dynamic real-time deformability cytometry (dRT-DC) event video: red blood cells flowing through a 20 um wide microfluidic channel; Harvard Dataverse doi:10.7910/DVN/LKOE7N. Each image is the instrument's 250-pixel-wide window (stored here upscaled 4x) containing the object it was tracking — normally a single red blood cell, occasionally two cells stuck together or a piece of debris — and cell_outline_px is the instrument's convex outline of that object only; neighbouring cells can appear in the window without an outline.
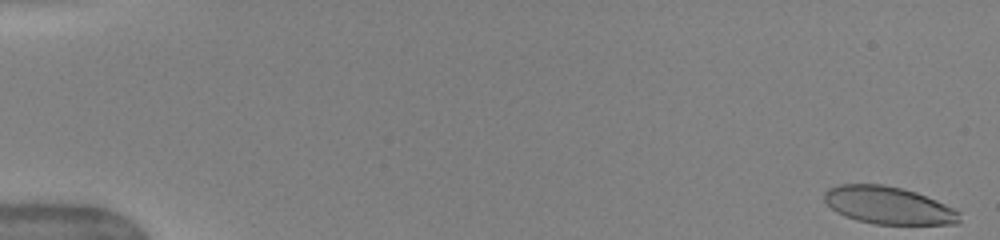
{"species": "human", "species_latin": "Homo sapiens", "temperature_condition": "warm", "stored_images_in_passage": 50, "camera_frame_rate_fps": 3000, "um_per_image_px": 0.085, "donor": {"sex": "female"}, "frame": {"image": 1, "passage_image": 1, "time_ms": 0.0, "image_size_px": [1000, 240], "cell_outline_px": [[960, 220], [956, 224], [876, 224], [856, 220], [844, 216], [836, 212], [824, 200], [824, 192], [828, 188], [840, 184], [884, 184], [916, 192], [936, 200], [960, 212]], "centroid_in_image_um": [75.49, 17.45], "position_along_channel_um": 9.5, "area_um2": 29.48}}
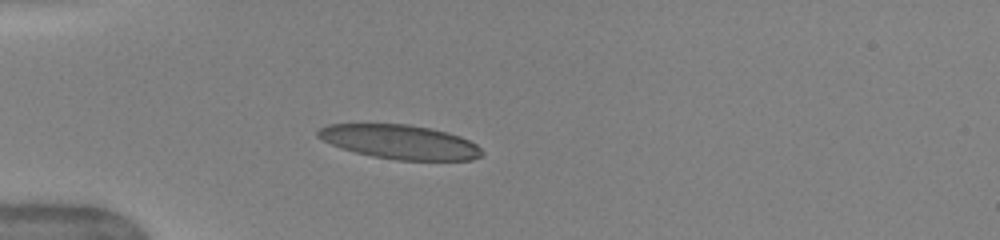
{"frame": {"image": 2, "passage_image": 15, "time_ms": 4.667, "image_size_px": [1000, 240], "cell_outline_px": [[484, 152], [480, 156], [472, 160], [396, 160], [372, 156], [356, 152], [332, 144], [316, 136], [316, 132], [320, 128], [328, 124], [408, 124], [448, 132], [460, 136], [476, 144]], "centroid_in_image_um": [34.01, 12.06], "position_along_channel_um": 51.0, "area_um2": 32.43}}
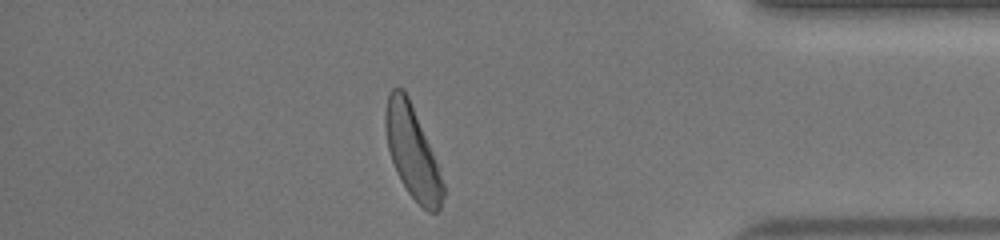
{"frame": {"image": 3, "passage_image": 44, "time_ms": 14.333, "image_size_px": [1000, 240], "cell_outline_px": [[444, 196], [440, 208], [436, 212], [428, 212], [408, 192], [400, 180], [396, 172], [388, 148], [384, 128], [384, 112], [388, 96], [392, 88], [404, 88], [408, 96], [440, 164], [444, 184]], "centroid_in_image_um": [35.07, 12.91], "position_along_channel_um": 400.1, "area_um2": 31.39}, "authors_computed_cell_mechanics": {"area_um2": 32.1946, "velocity_mm_per_s": 4.0547, "shape_relaxation_time_tau1_ms": 4.3375, "shape_relaxation_time_tau2_ms": null, "deformation_change_tau1": 0.1935, "deformation_change_tau2": null}}